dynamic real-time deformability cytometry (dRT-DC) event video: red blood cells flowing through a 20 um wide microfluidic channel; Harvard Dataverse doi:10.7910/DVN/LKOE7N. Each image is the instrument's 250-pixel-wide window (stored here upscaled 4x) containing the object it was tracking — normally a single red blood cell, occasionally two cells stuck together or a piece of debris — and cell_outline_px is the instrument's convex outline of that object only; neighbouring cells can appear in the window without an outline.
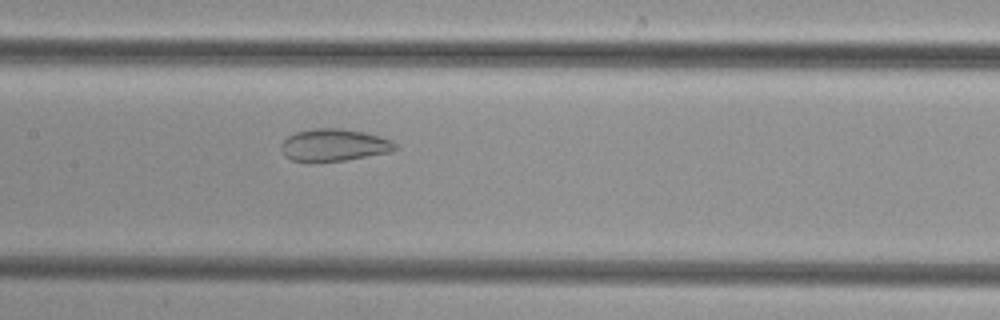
{"species": "common noctule bat (a hibernating species)", "species_latin": "Nyctalus noctula", "temperature_condition": "cold", "stored_images_in_passage": 36, "camera_frame_rate_fps": 3000, "um_per_image_px": 0.085, "animal": {"sex": "female", "body_mass_g": 29.2, "forearm_length_mm": 56.3}, "frame": {"image": 1, "passage_image": 10, "time_ms": 3.0, "image_size_px": [1000, 320], "cell_outline_px": [[396, 148], [388, 152], [344, 160], [312, 164], [308, 164], [292, 160], [284, 156], [280, 148], [280, 144], [288, 136], [296, 132], [312, 128], [340, 128], [364, 132], [380, 136], [392, 140], [396, 144]], "centroid_in_image_um": [28.31, 12.35], "position_along_channel_um": 179.1, "area_um2": 21.85}}
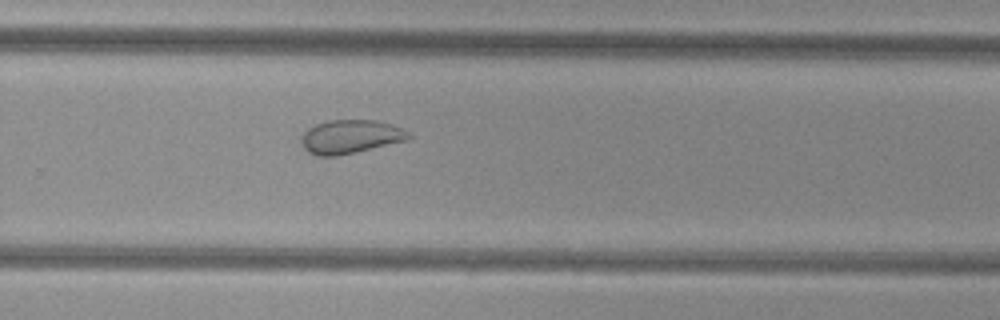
{"frame": {"image": 2, "passage_image": 19, "time_ms": 6.0, "image_size_px": [1000, 320], "cell_outline_px": [[412, 136], [408, 140], [356, 152], [336, 156], [316, 156], [308, 152], [304, 148], [300, 140], [304, 132], [308, 128], [316, 124], [328, 120], [376, 120], [404, 128], [412, 132]], "centroid_in_image_um": [29.82, 11.62], "position_along_channel_um": 300.0, "area_um2": 21.27}}
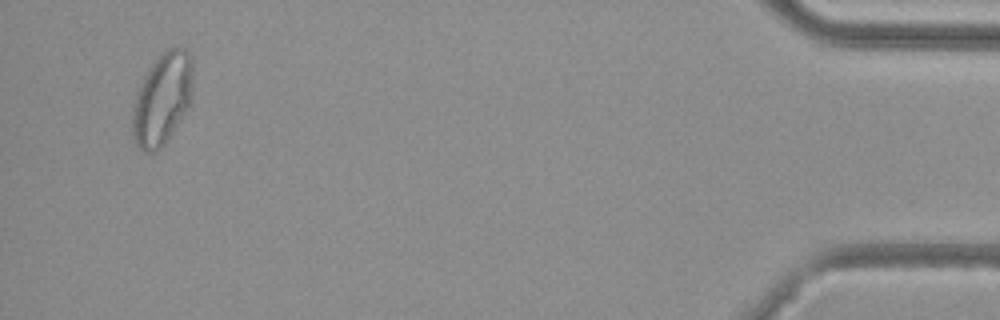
{"frame": {"image": 3, "passage_image": 34, "time_ms": 11.0, "image_size_px": [1000, 320], "cell_outline_px": [[192, 96], [184, 112], [172, 132], [164, 144], [156, 152], [144, 152], [136, 144], [132, 136], [132, 108], [136, 92], [152, 60], [168, 48], [184, 48], [192, 56]], "centroid_in_image_um": [13.76, 8.38], "position_along_channel_um": 421.4, "area_um2": 32.43}}